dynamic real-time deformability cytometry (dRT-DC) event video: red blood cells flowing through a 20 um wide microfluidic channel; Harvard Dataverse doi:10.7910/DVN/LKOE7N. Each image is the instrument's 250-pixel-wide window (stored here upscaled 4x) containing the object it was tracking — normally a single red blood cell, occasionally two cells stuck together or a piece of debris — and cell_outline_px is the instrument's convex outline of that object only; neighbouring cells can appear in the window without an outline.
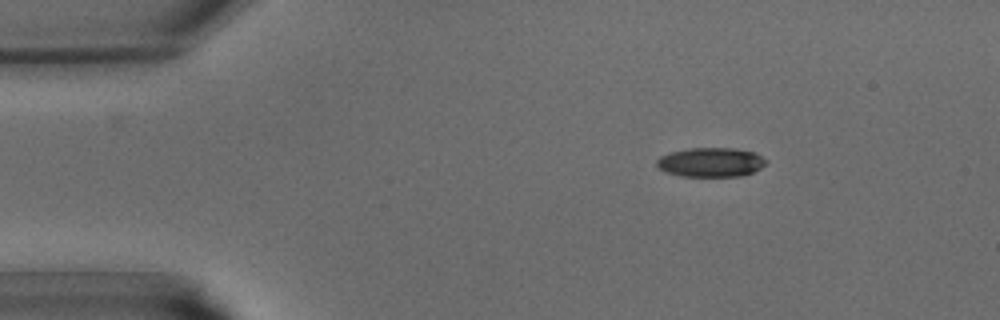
{"species": "common noctule bat (a hibernating species)", "species_latin": "Nyctalus noctula", "temperature_condition": "warm", "stored_images_in_passage": 36, "camera_frame_rate_fps": 3000, "um_per_image_px": 0.085, "animal": {"sex": "male", "body_mass_g": 15.6}, "frame": {"image": 1, "passage_image": 1, "time_ms": 0.0, "image_size_px": [1000, 320], "cell_outline_px": [[764, 164], [760, 168], [752, 172], [740, 176], [684, 176], [668, 172], [660, 168], [656, 164], [656, 160], [660, 156], [672, 152], [688, 148], [736, 148], [756, 152], [764, 160]], "centroid_in_image_um": [60.41, 13.78], "position_along_channel_um": 24.6, "area_um2": 18.38}}
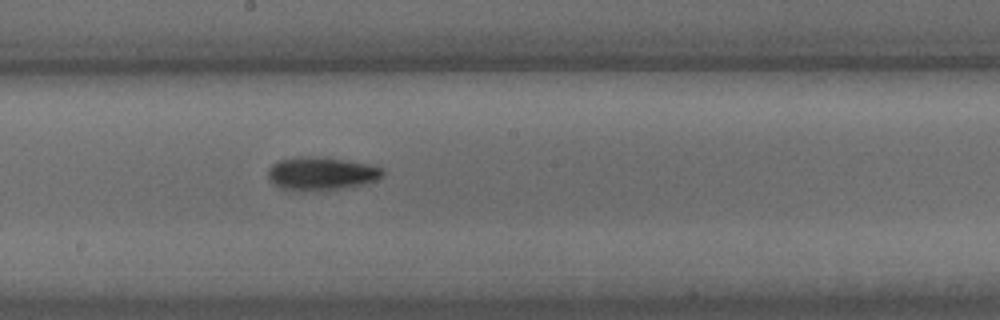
{"frame": {"image": 2, "passage_image": 17, "time_ms": 5.333, "image_size_px": [1000, 320], "cell_outline_px": [[384, 176], [376, 180], [364, 184], [320, 192], [280, 188], [272, 184], [268, 180], [268, 168], [272, 164], [280, 160], [296, 156], [316, 156], [368, 164], [384, 168]], "centroid_in_image_um": [27.29, 14.76], "position_along_channel_um": 220.9, "area_um2": 22.48}}
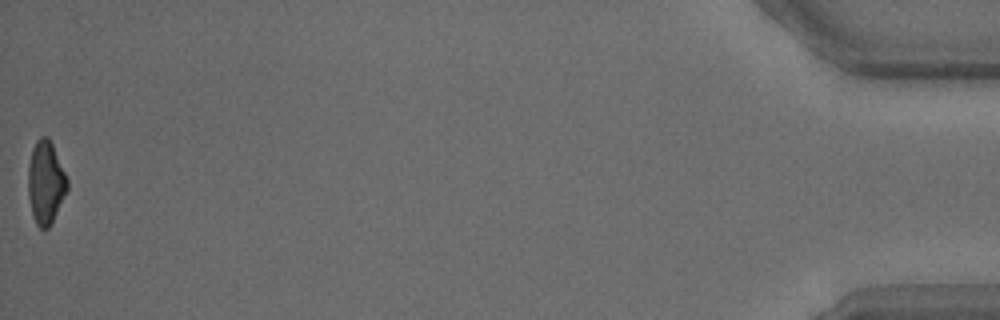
{"frame": {"image": 3, "passage_image": 36, "time_ms": 11.667, "image_size_px": [1000, 320], "cell_outline_px": [[68, 188], [48, 228], [40, 228], [36, 224], [32, 212], [28, 196], [28, 164], [32, 148], [36, 140], [40, 136], [48, 136], [52, 144], [68, 180]], "centroid_in_image_um": [3.86, 15.46], "position_along_channel_um": 431.3, "area_um2": 18.67}}